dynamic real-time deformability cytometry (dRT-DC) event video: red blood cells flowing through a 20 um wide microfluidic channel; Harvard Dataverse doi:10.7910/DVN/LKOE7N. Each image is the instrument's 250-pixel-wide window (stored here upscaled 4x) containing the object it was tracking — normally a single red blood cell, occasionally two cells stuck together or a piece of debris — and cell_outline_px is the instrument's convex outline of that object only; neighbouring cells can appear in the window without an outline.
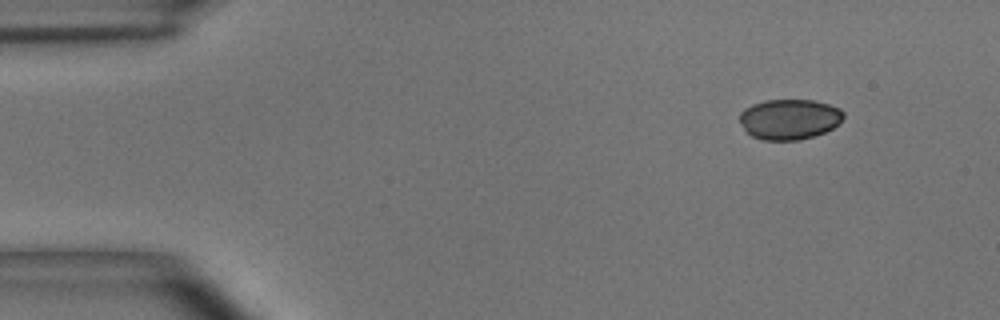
{"species": "common noctule bat (a hibernating species)", "species_latin": "Nyctalus noctula", "temperature_condition": "room temperature", "stored_images_in_passage": 4, "camera_frame_rate_fps": 3000, "um_per_image_px": 0.085, "animal": {"sex": "male", "body_mass_g": 15.6}, "frame": {"image": 1, "passage_image": 1, "time_ms": 0.0, "image_size_px": [1000, 320], "cell_outline_px": [[844, 116], [840, 124], [816, 136], [800, 140], [764, 140], [752, 136], [744, 128], [740, 120], [740, 112], [744, 108], [752, 104], [764, 100], [812, 100], [828, 104], [840, 108], [844, 112]], "centroid_in_image_um": [67.12, 10.13], "position_along_channel_um": 17.9, "area_um2": 24.57}}
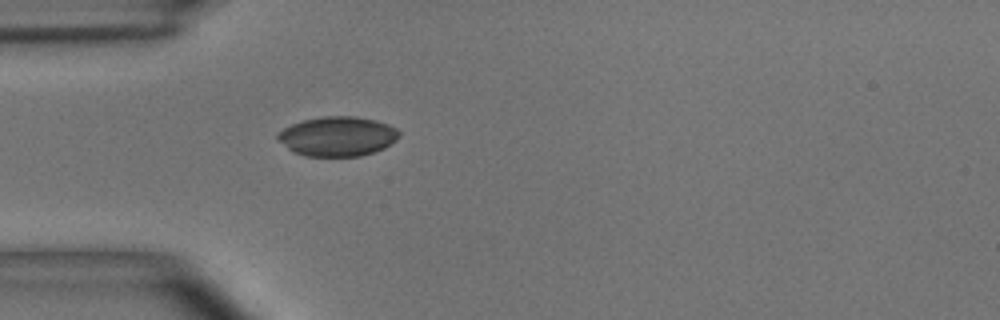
{"frame": {"image": 2, "passage_image": 4, "time_ms": 1.0, "image_size_px": [1000, 320], "cell_outline_px": [[400, 136], [396, 140], [384, 148], [360, 156], [304, 156], [292, 152], [276, 140], [276, 132], [292, 124], [304, 120], [324, 116], [356, 116], [376, 120], [388, 124], [396, 128], [400, 132]], "centroid_in_image_um": [28.66, 11.59], "position_along_channel_um": 56.3, "area_um2": 28.26}}